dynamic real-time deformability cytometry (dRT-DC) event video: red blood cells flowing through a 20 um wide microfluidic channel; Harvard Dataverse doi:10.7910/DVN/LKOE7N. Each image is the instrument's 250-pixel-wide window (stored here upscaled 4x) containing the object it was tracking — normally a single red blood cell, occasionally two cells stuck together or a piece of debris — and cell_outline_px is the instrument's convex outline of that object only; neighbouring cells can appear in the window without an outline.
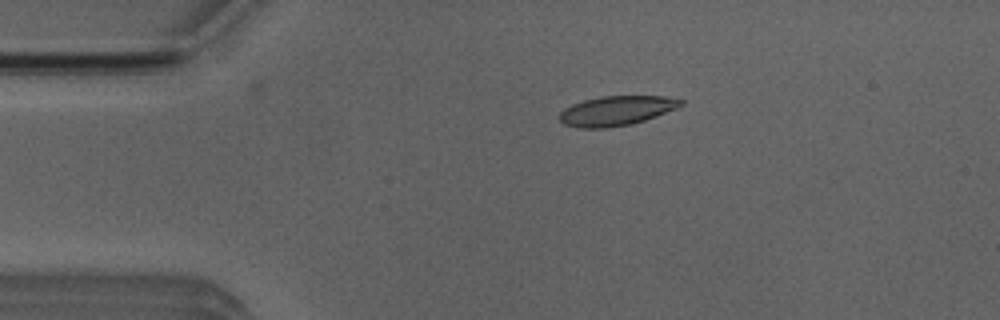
{"species": "Egyptian fruit bat (a non-hibernating species)", "species_latin": "Rousettus aegyptiacus", "temperature_condition": "room temperature", "stored_images_in_passage": 8, "camera_frame_rate_fps": 3000, "um_per_image_px": 0.085, "animal": {"sex": "male"}, "frame": {"image": 1, "passage_image": 7, "time_ms": 2.0, "image_size_px": [1000, 320], "cell_outline_px": [[684, 104], [676, 108], [656, 116], [632, 124], [604, 128], [580, 128], [564, 124], [560, 120], [560, 112], [564, 108], [572, 104], [584, 100], [600, 96], [664, 96], [684, 100]], "centroid_in_image_um": [52.39, 9.41], "position_along_channel_um": 32.6, "area_um2": 20.87}}